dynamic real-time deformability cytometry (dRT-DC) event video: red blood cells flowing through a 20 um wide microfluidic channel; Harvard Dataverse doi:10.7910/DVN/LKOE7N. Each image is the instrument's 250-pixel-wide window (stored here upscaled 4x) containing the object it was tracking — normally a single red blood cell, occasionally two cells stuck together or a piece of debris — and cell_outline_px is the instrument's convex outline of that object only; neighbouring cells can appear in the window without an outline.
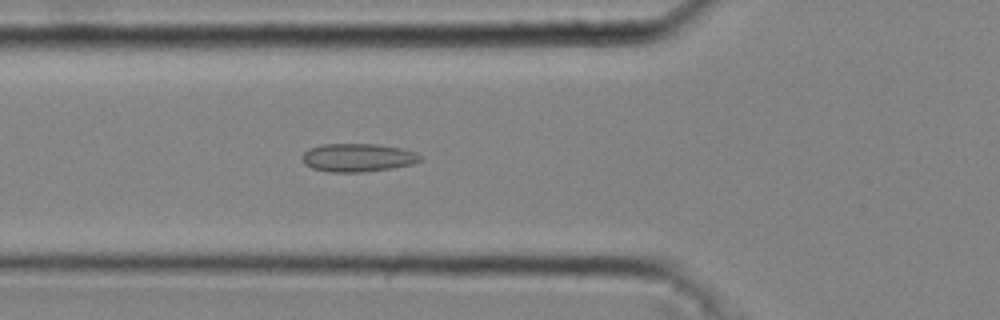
{"species": "common noctule bat (a hibernating species)", "species_latin": "Nyctalus noctula", "temperature_condition": "cold", "stored_images_in_passage": 33, "camera_frame_rate_fps": 3000, "um_per_image_px": 0.085, "animal": {"sex": "male", "body_mass_g": 20.4}, "frame": {"image": 1, "passage_image": 5, "time_ms": 1.333, "image_size_px": [1000, 320], "cell_outline_px": [[420, 160], [412, 164], [392, 168], [364, 172], [328, 172], [312, 168], [304, 164], [304, 152], [308, 148], [324, 144], [376, 144], [400, 148], [416, 152], [420, 156]], "centroid_in_image_um": [30.4, 13.4], "position_along_channel_um": 95.4, "area_um2": 19.31}}
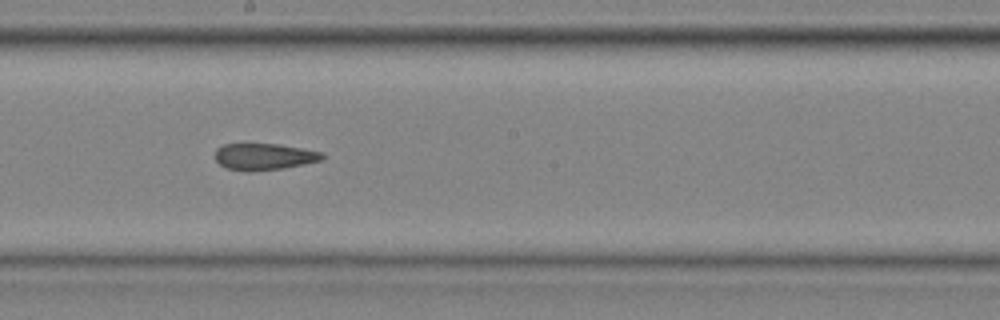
{"frame": {"image": 2, "passage_image": 14, "time_ms": 4.333, "image_size_px": [1000, 320], "cell_outline_px": [[324, 160], [304, 164], [280, 168], [252, 172], [248, 172], [228, 168], [220, 164], [216, 160], [216, 148], [224, 144], [280, 144], [304, 148], [324, 152]], "centroid_in_image_um": [22.49, 13.31], "position_along_channel_um": 225.7, "area_um2": 16.7}}
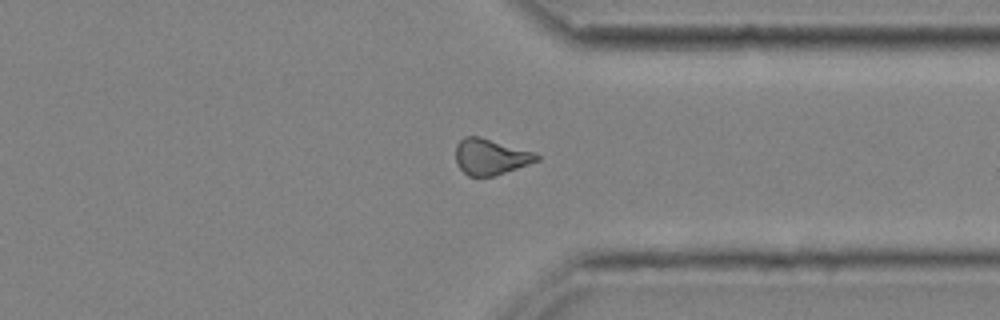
{"frame": {"image": 3, "passage_image": 24, "time_ms": 7.667, "image_size_px": [1000, 320], "cell_outline_px": [[540, 160], [496, 176], [468, 176], [456, 164], [456, 144], [464, 136], [476, 136], [536, 152], [540, 156]], "centroid_in_image_um": [41.71, 13.33], "position_along_channel_um": 369.7, "area_um2": 16.99}}